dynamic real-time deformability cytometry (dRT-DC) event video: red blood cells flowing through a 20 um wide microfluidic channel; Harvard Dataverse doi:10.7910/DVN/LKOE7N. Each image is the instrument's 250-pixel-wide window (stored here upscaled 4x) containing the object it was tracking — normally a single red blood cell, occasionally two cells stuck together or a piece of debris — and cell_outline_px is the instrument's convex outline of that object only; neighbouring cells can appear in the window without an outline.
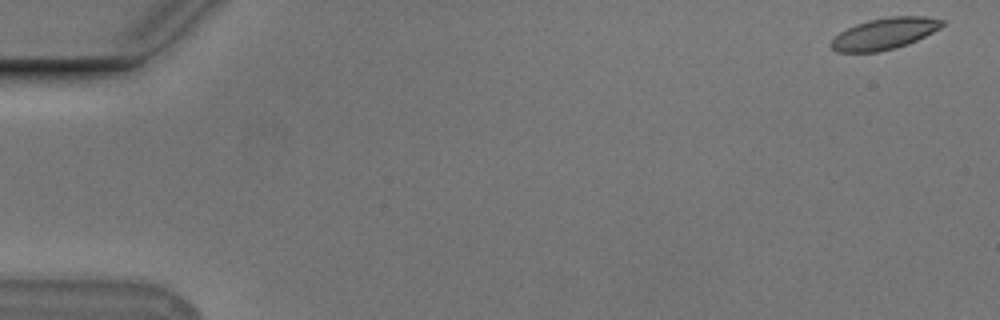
{"species": "Egyptian fruit bat (a non-hibernating species)", "species_latin": "Rousettus aegyptiacus", "temperature_condition": "cold", "stored_images_in_passage": 12, "camera_frame_rate_fps": 3000, "um_per_image_px": 0.085, "animal": {"sex": "male"}, "frame": {"image": 1, "passage_image": 1, "time_ms": 0.0, "image_size_px": [1000, 320], "cell_outline_px": [[944, 24], [940, 28], [908, 44], [896, 48], [880, 52], [836, 52], [828, 44], [840, 32], [856, 24], [868, 20], [888, 16], [928, 16], [944, 20]], "centroid_in_image_um": [75.18, 2.86], "position_along_channel_um": 9.8, "area_um2": 20.4}}